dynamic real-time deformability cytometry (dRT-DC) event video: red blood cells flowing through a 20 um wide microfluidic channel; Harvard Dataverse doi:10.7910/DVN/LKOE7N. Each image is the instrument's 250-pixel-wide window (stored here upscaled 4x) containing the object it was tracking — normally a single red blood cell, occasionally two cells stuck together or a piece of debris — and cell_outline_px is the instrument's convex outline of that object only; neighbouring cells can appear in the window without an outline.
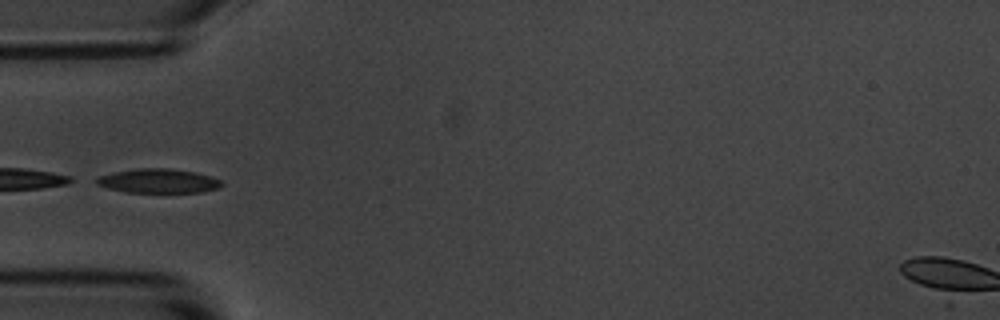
{"species": "common noctule bat (a hibernating species)", "species_latin": "Nyctalus noctula", "temperature_condition": "room temperature", "stored_images_in_passage": 4, "camera_frame_rate_fps": 3000, "um_per_image_px": 0.085, "animal": {"sex": "male", "body_mass_g": 20.1, "forearm_length_mm": 53.5}, "frame": {"image": 1, "passage_image": 4, "time_ms": 3.333, "image_size_px": [1000, 320], "cell_outline_px": [[224, 184], [220, 188], [204, 192], [124, 192], [108, 188], [96, 184], [96, 176], [112, 172], [136, 168], [172, 168], [192, 172], [208, 176], [220, 180]], "centroid_in_image_um": [13.42, 15.38], "position_along_channel_um": 71.6, "area_um2": 17.74}}